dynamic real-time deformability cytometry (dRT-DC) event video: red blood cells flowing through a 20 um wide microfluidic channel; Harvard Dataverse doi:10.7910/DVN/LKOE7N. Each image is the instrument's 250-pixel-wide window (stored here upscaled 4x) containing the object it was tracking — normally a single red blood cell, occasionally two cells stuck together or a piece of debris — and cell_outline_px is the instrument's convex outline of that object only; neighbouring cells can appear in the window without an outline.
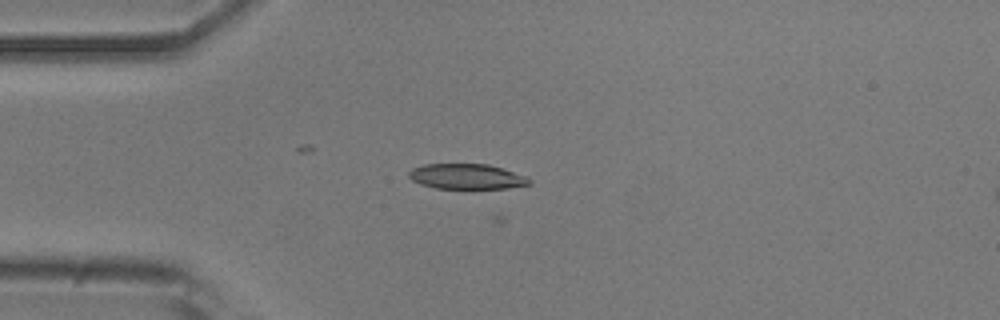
{"species": "common noctule bat (a hibernating species)", "species_latin": "Nyctalus noctula", "temperature_condition": "room temperature", "stored_images_in_passage": 11, "camera_frame_rate_fps": 3000, "um_per_image_px": 0.085, "animal": {"sex": "male", "body_mass_g": 20.5, "forearm_length_mm": 52.5}, "frame": {"image": 1, "passage_image": 8, "time_ms": 2.333, "image_size_px": [1000, 320], "cell_outline_px": [[532, 184], [508, 188], [436, 188], [420, 184], [412, 180], [408, 176], [408, 172], [412, 168], [424, 164], [488, 164], [528, 176], [532, 180]], "centroid_in_image_um": [39.69, 15.0], "position_along_channel_um": 45.3, "area_um2": 17.8}}